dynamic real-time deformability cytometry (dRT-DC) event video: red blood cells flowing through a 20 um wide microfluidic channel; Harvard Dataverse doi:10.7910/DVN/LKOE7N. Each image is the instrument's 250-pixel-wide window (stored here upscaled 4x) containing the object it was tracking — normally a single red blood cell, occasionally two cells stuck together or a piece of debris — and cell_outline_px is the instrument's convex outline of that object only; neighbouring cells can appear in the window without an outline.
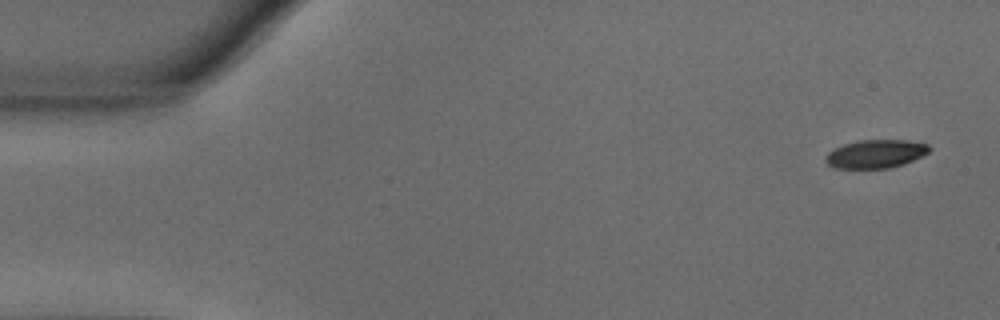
{"species": "common noctule bat (a hibernating species)", "species_latin": "Nyctalus noctula", "temperature_condition": "warm", "stored_images_in_passage": 54, "camera_frame_rate_fps": 3000, "um_per_image_px": 0.085, "animal": {"sex": "male", "body_mass_g": 18.8}, "frame": {"image": 1, "passage_image": 1, "time_ms": 0.0, "image_size_px": [1000, 320], "cell_outline_px": [[932, 148], [928, 152], [904, 164], [888, 168], [836, 168], [828, 164], [824, 160], [824, 156], [828, 152], [844, 144], [860, 140], [908, 140], [928, 144]], "centroid_in_image_um": [74.42, 13.07], "position_along_channel_um": 10.6, "area_um2": 17.05}}
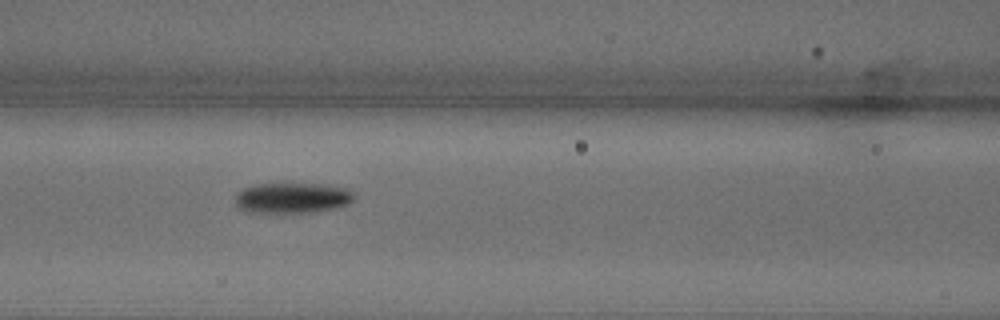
{"frame": {"image": 2, "passage_image": 22, "time_ms": 7.0, "image_size_px": [1000, 320], "cell_outline_px": [[356, 196], [348, 204], [336, 208], [316, 212], [244, 212], [236, 204], [236, 192], [244, 188], [256, 184], [320, 184], [348, 188]], "centroid_in_image_um": [24.86, 16.82], "position_along_channel_um": 141.7, "area_um2": 21.15}}
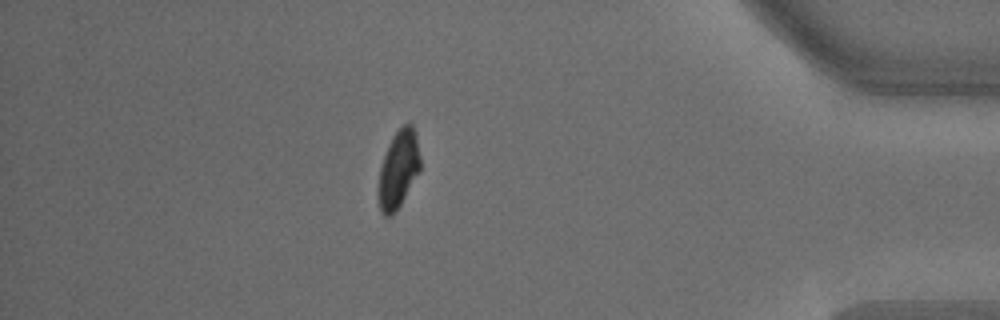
{"frame": {"image": 3, "passage_image": 47, "time_ms": 15.333, "image_size_px": [1000, 320], "cell_outline_px": [[420, 172], [396, 212], [392, 216], [384, 216], [380, 212], [380, 168], [388, 144], [392, 136], [404, 124], [412, 124], [416, 132], [420, 156]], "centroid_in_image_um": [33.91, 14.38], "position_along_channel_um": 401.3, "area_um2": 18.79}, "authors_computed_cell_mechanics": {"area_um2": 19.652, "velocity_mm_per_s": 3.6142, "shape_relaxation_time_tau1_ms": 2.238, "shape_relaxation_time_tau2_ms": null, "deformation_change_tau1": 0.1482, "deformation_change_tau2": null}}